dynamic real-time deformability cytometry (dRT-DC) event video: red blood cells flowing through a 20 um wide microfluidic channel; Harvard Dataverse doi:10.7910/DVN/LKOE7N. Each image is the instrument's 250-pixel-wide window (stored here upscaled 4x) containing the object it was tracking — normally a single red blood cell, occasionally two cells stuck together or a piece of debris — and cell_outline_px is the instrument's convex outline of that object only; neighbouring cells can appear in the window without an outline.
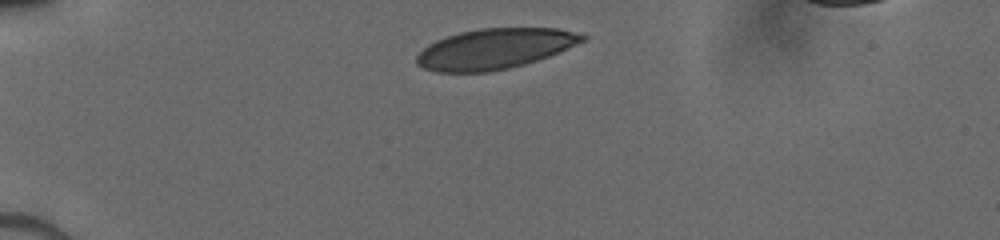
{"species": "human", "species_latin": "Homo sapiens", "temperature_condition": "cold", "stored_images_in_passage": 31, "camera_frame_rate_fps": 3000, "um_per_image_px": 0.085, "donor": {"sex": "male"}, "frame": {"image": 1, "passage_image": 1, "time_ms": 0.0, "image_size_px": [1000, 240], "cell_outline_px": [[588, 40], [548, 56], [524, 64], [508, 68], [488, 72], [436, 72], [424, 68], [416, 64], [416, 56], [428, 44], [436, 40], [460, 32], [480, 28], [556, 28], [588, 36]], "centroid_in_image_um": [42.04, 4.15], "position_along_channel_um": 43.0, "area_um2": 38.84}}
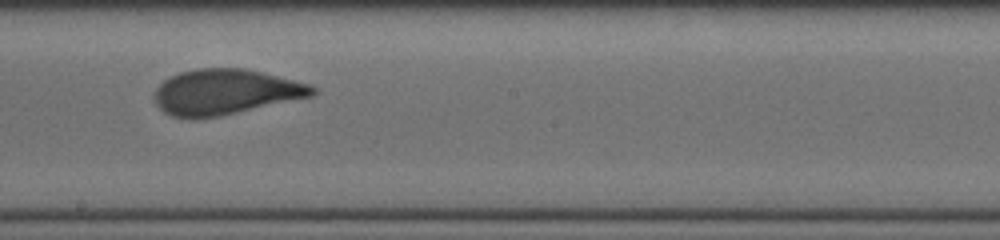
{"frame": {"image": 2, "passage_image": 18, "time_ms": 5.667, "image_size_px": [1000, 240], "cell_outline_px": [[316, 92], [312, 96], [220, 116], [192, 120], [172, 116], [164, 112], [156, 104], [156, 88], [164, 80], [180, 72], [196, 68], [244, 68], [312, 84], [316, 88]], "centroid_in_image_um": [19.16, 7.82], "position_along_channel_um": 229.0, "area_um2": 41.79}}
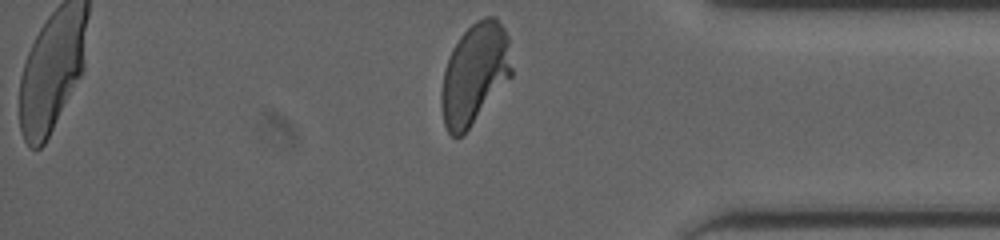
{"frame": {"image": 3, "passage_image": 31, "time_ms": 10.0, "image_size_px": [1000, 240], "cell_outline_px": [[512, 76], [468, 128], [460, 136], [452, 136], [448, 132], [444, 124], [440, 104], [440, 92], [444, 68], [452, 48], [460, 36], [476, 20], [484, 16], [496, 16], [504, 28], [508, 36], [512, 68]], "centroid_in_image_um": [40.33, 6.24], "position_along_channel_um": 394.9, "area_um2": 41.33}}